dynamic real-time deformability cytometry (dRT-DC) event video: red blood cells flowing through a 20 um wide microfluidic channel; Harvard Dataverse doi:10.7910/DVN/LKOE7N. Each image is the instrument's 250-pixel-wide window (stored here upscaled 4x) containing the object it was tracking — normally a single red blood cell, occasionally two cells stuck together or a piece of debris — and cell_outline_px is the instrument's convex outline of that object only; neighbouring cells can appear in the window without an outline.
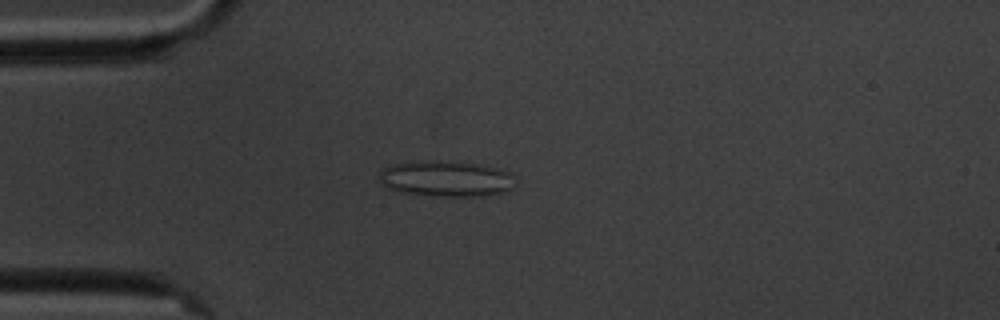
{"species": "common noctule bat (a hibernating species)", "species_latin": "Nyctalus noctula", "temperature_condition": "cold", "stored_images_in_passage": 6, "camera_frame_rate_fps": 3000, "um_per_image_px": 0.085, "animal": {"sex": "male", "body_mass_g": 20.1, "forearm_length_mm": 53.5}, "frame": {"image": 1, "passage_image": 6, "time_ms": 6.667, "image_size_px": [1000, 320], "cell_outline_px": [[508, 188], [504, 192], [484, 196], [432, 196], [396, 192], [384, 188], [376, 180], [380, 172], [384, 168], [392, 164], [420, 160], [440, 160], [476, 164], [496, 168], [508, 172]], "centroid_in_image_um": [37.69, 15.19], "position_along_channel_um": 47.3, "area_um2": 28.38}}